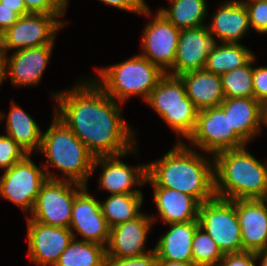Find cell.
<instances>
[{
  "label": "cell",
  "mask_w": 267,
  "mask_h": 266,
  "mask_svg": "<svg viewBox=\"0 0 267 266\" xmlns=\"http://www.w3.org/2000/svg\"><path fill=\"white\" fill-rule=\"evenodd\" d=\"M54 114L94 157L116 156L137 146L136 130L123 118L122 103L107 95L90 77L65 92L51 93Z\"/></svg>",
  "instance_id": "obj_1"
},
{
  "label": "cell",
  "mask_w": 267,
  "mask_h": 266,
  "mask_svg": "<svg viewBox=\"0 0 267 266\" xmlns=\"http://www.w3.org/2000/svg\"><path fill=\"white\" fill-rule=\"evenodd\" d=\"M189 147L177 139L173 149L147 164V176L157 186L188 194L202 204L216 197L214 158Z\"/></svg>",
  "instance_id": "obj_2"
},
{
  "label": "cell",
  "mask_w": 267,
  "mask_h": 266,
  "mask_svg": "<svg viewBox=\"0 0 267 266\" xmlns=\"http://www.w3.org/2000/svg\"><path fill=\"white\" fill-rule=\"evenodd\" d=\"M246 147L224 150L213 156L216 197L266 199L267 163L256 159Z\"/></svg>",
  "instance_id": "obj_3"
},
{
  "label": "cell",
  "mask_w": 267,
  "mask_h": 266,
  "mask_svg": "<svg viewBox=\"0 0 267 266\" xmlns=\"http://www.w3.org/2000/svg\"><path fill=\"white\" fill-rule=\"evenodd\" d=\"M52 124L42 133L41 146L38 153L44 154L47 162L42 166L47 178L66 180L87 186L92 172L94 156L75 134L58 118L52 114ZM55 167L62 176L58 177L49 172Z\"/></svg>",
  "instance_id": "obj_4"
},
{
  "label": "cell",
  "mask_w": 267,
  "mask_h": 266,
  "mask_svg": "<svg viewBox=\"0 0 267 266\" xmlns=\"http://www.w3.org/2000/svg\"><path fill=\"white\" fill-rule=\"evenodd\" d=\"M92 80L112 99L122 104L132 96L144 102L159 80L166 74L149 59L136 54L117 64L100 67Z\"/></svg>",
  "instance_id": "obj_5"
},
{
  "label": "cell",
  "mask_w": 267,
  "mask_h": 266,
  "mask_svg": "<svg viewBox=\"0 0 267 266\" xmlns=\"http://www.w3.org/2000/svg\"><path fill=\"white\" fill-rule=\"evenodd\" d=\"M178 136L186 140L194 132L198 110L187 97L179 76L165 74L145 101Z\"/></svg>",
  "instance_id": "obj_6"
},
{
  "label": "cell",
  "mask_w": 267,
  "mask_h": 266,
  "mask_svg": "<svg viewBox=\"0 0 267 266\" xmlns=\"http://www.w3.org/2000/svg\"><path fill=\"white\" fill-rule=\"evenodd\" d=\"M198 221L199 226L216 242L224 255L242 252L236 200L215 197L200 204Z\"/></svg>",
  "instance_id": "obj_7"
},
{
  "label": "cell",
  "mask_w": 267,
  "mask_h": 266,
  "mask_svg": "<svg viewBox=\"0 0 267 266\" xmlns=\"http://www.w3.org/2000/svg\"><path fill=\"white\" fill-rule=\"evenodd\" d=\"M85 187L71 181L48 178L41 186L31 216L26 219L47 226L69 228L75 197Z\"/></svg>",
  "instance_id": "obj_8"
},
{
  "label": "cell",
  "mask_w": 267,
  "mask_h": 266,
  "mask_svg": "<svg viewBox=\"0 0 267 266\" xmlns=\"http://www.w3.org/2000/svg\"><path fill=\"white\" fill-rule=\"evenodd\" d=\"M61 16L64 17L35 13L20 16L16 23L0 35V50L8 54L11 50L54 44L59 29L68 24L60 20Z\"/></svg>",
  "instance_id": "obj_9"
},
{
  "label": "cell",
  "mask_w": 267,
  "mask_h": 266,
  "mask_svg": "<svg viewBox=\"0 0 267 266\" xmlns=\"http://www.w3.org/2000/svg\"><path fill=\"white\" fill-rule=\"evenodd\" d=\"M187 141L192 145L214 156L224 150L238 149L247 143L230 128L228 114L220 106L198 111L194 132Z\"/></svg>",
  "instance_id": "obj_10"
},
{
  "label": "cell",
  "mask_w": 267,
  "mask_h": 266,
  "mask_svg": "<svg viewBox=\"0 0 267 266\" xmlns=\"http://www.w3.org/2000/svg\"><path fill=\"white\" fill-rule=\"evenodd\" d=\"M27 154L3 172L0 178V198L14 203L27 214L31 213L41 186L48 179L44 168H39Z\"/></svg>",
  "instance_id": "obj_11"
},
{
  "label": "cell",
  "mask_w": 267,
  "mask_h": 266,
  "mask_svg": "<svg viewBox=\"0 0 267 266\" xmlns=\"http://www.w3.org/2000/svg\"><path fill=\"white\" fill-rule=\"evenodd\" d=\"M149 7L140 15L151 16L142 32L141 56L158 65L165 73L173 66L181 29L174 26L160 12L154 16Z\"/></svg>",
  "instance_id": "obj_12"
},
{
  "label": "cell",
  "mask_w": 267,
  "mask_h": 266,
  "mask_svg": "<svg viewBox=\"0 0 267 266\" xmlns=\"http://www.w3.org/2000/svg\"><path fill=\"white\" fill-rule=\"evenodd\" d=\"M137 146L131 151L122 155L116 156H101L95 157L92 165V172L98 167H102V172L99 173L98 189H103L110 193L115 194H143L140 189L132 188L133 186L145 185L147 177V163L139 164L138 166H129L124 163L123 159L130 153H138Z\"/></svg>",
  "instance_id": "obj_13"
},
{
  "label": "cell",
  "mask_w": 267,
  "mask_h": 266,
  "mask_svg": "<svg viewBox=\"0 0 267 266\" xmlns=\"http://www.w3.org/2000/svg\"><path fill=\"white\" fill-rule=\"evenodd\" d=\"M86 186L74 200L72 216L69 225L73 237L81 235L85 242L107 246L110 236V227L102 214L100 200L88 191ZM77 232V233H76Z\"/></svg>",
  "instance_id": "obj_14"
},
{
  "label": "cell",
  "mask_w": 267,
  "mask_h": 266,
  "mask_svg": "<svg viewBox=\"0 0 267 266\" xmlns=\"http://www.w3.org/2000/svg\"><path fill=\"white\" fill-rule=\"evenodd\" d=\"M206 25L181 29L174 64L167 74L180 76L186 72L204 69L207 56L220 43Z\"/></svg>",
  "instance_id": "obj_15"
},
{
  "label": "cell",
  "mask_w": 267,
  "mask_h": 266,
  "mask_svg": "<svg viewBox=\"0 0 267 266\" xmlns=\"http://www.w3.org/2000/svg\"><path fill=\"white\" fill-rule=\"evenodd\" d=\"M28 257L39 266H54L74 239L69 228L47 226L27 219Z\"/></svg>",
  "instance_id": "obj_16"
},
{
  "label": "cell",
  "mask_w": 267,
  "mask_h": 266,
  "mask_svg": "<svg viewBox=\"0 0 267 266\" xmlns=\"http://www.w3.org/2000/svg\"><path fill=\"white\" fill-rule=\"evenodd\" d=\"M55 44L25 48L5 55V77L12 85L34 86L40 83Z\"/></svg>",
  "instance_id": "obj_17"
},
{
  "label": "cell",
  "mask_w": 267,
  "mask_h": 266,
  "mask_svg": "<svg viewBox=\"0 0 267 266\" xmlns=\"http://www.w3.org/2000/svg\"><path fill=\"white\" fill-rule=\"evenodd\" d=\"M153 225L150 215L142 213L132 221L110 228L106 257H138L153 251L154 249L145 250L147 236Z\"/></svg>",
  "instance_id": "obj_18"
},
{
  "label": "cell",
  "mask_w": 267,
  "mask_h": 266,
  "mask_svg": "<svg viewBox=\"0 0 267 266\" xmlns=\"http://www.w3.org/2000/svg\"><path fill=\"white\" fill-rule=\"evenodd\" d=\"M236 213L241 228L242 252H260L267 249L266 199L236 200Z\"/></svg>",
  "instance_id": "obj_19"
},
{
  "label": "cell",
  "mask_w": 267,
  "mask_h": 266,
  "mask_svg": "<svg viewBox=\"0 0 267 266\" xmlns=\"http://www.w3.org/2000/svg\"><path fill=\"white\" fill-rule=\"evenodd\" d=\"M153 186V198L159 216L150 215L154 222L161 218L164 223H186L198 221L200 203L192 196L177 191L157 186L148 176L145 183Z\"/></svg>",
  "instance_id": "obj_20"
},
{
  "label": "cell",
  "mask_w": 267,
  "mask_h": 266,
  "mask_svg": "<svg viewBox=\"0 0 267 266\" xmlns=\"http://www.w3.org/2000/svg\"><path fill=\"white\" fill-rule=\"evenodd\" d=\"M208 24L209 32L220 43H240L251 29L247 9L240 0L222 2Z\"/></svg>",
  "instance_id": "obj_21"
},
{
  "label": "cell",
  "mask_w": 267,
  "mask_h": 266,
  "mask_svg": "<svg viewBox=\"0 0 267 266\" xmlns=\"http://www.w3.org/2000/svg\"><path fill=\"white\" fill-rule=\"evenodd\" d=\"M179 77L184 82L187 97L198 111L219 106L225 100L221 76L201 69Z\"/></svg>",
  "instance_id": "obj_22"
},
{
  "label": "cell",
  "mask_w": 267,
  "mask_h": 266,
  "mask_svg": "<svg viewBox=\"0 0 267 266\" xmlns=\"http://www.w3.org/2000/svg\"><path fill=\"white\" fill-rule=\"evenodd\" d=\"M168 231L160 236L154 251L157 259L192 261V242L199 221L168 224Z\"/></svg>",
  "instance_id": "obj_23"
},
{
  "label": "cell",
  "mask_w": 267,
  "mask_h": 266,
  "mask_svg": "<svg viewBox=\"0 0 267 266\" xmlns=\"http://www.w3.org/2000/svg\"><path fill=\"white\" fill-rule=\"evenodd\" d=\"M219 106L228 114L230 128L247 144L262 132L259 101L254 97L225 98Z\"/></svg>",
  "instance_id": "obj_24"
},
{
  "label": "cell",
  "mask_w": 267,
  "mask_h": 266,
  "mask_svg": "<svg viewBox=\"0 0 267 266\" xmlns=\"http://www.w3.org/2000/svg\"><path fill=\"white\" fill-rule=\"evenodd\" d=\"M6 117L5 133L13 138L18 145L32 155L39 151L42 140V130L35 120L25 112L14 100Z\"/></svg>",
  "instance_id": "obj_25"
},
{
  "label": "cell",
  "mask_w": 267,
  "mask_h": 266,
  "mask_svg": "<svg viewBox=\"0 0 267 266\" xmlns=\"http://www.w3.org/2000/svg\"><path fill=\"white\" fill-rule=\"evenodd\" d=\"M170 8L158 9L168 21L179 29H189L204 26L208 16L206 0H167Z\"/></svg>",
  "instance_id": "obj_26"
},
{
  "label": "cell",
  "mask_w": 267,
  "mask_h": 266,
  "mask_svg": "<svg viewBox=\"0 0 267 266\" xmlns=\"http://www.w3.org/2000/svg\"><path fill=\"white\" fill-rule=\"evenodd\" d=\"M254 52L241 43H220L207 56L204 69L222 76L226 72L244 66Z\"/></svg>",
  "instance_id": "obj_27"
},
{
  "label": "cell",
  "mask_w": 267,
  "mask_h": 266,
  "mask_svg": "<svg viewBox=\"0 0 267 266\" xmlns=\"http://www.w3.org/2000/svg\"><path fill=\"white\" fill-rule=\"evenodd\" d=\"M143 200V194H115L100 201V207L109 227L112 228L139 217L143 213L140 209Z\"/></svg>",
  "instance_id": "obj_28"
},
{
  "label": "cell",
  "mask_w": 267,
  "mask_h": 266,
  "mask_svg": "<svg viewBox=\"0 0 267 266\" xmlns=\"http://www.w3.org/2000/svg\"><path fill=\"white\" fill-rule=\"evenodd\" d=\"M54 266H106V247L74 238Z\"/></svg>",
  "instance_id": "obj_29"
},
{
  "label": "cell",
  "mask_w": 267,
  "mask_h": 266,
  "mask_svg": "<svg viewBox=\"0 0 267 266\" xmlns=\"http://www.w3.org/2000/svg\"><path fill=\"white\" fill-rule=\"evenodd\" d=\"M255 60L256 56L254 55L244 66L221 76L225 98L254 97L252 65H255Z\"/></svg>",
  "instance_id": "obj_30"
},
{
  "label": "cell",
  "mask_w": 267,
  "mask_h": 266,
  "mask_svg": "<svg viewBox=\"0 0 267 266\" xmlns=\"http://www.w3.org/2000/svg\"><path fill=\"white\" fill-rule=\"evenodd\" d=\"M192 261L197 266H217L224 254L200 226L197 227L192 242Z\"/></svg>",
  "instance_id": "obj_31"
},
{
  "label": "cell",
  "mask_w": 267,
  "mask_h": 266,
  "mask_svg": "<svg viewBox=\"0 0 267 266\" xmlns=\"http://www.w3.org/2000/svg\"><path fill=\"white\" fill-rule=\"evenodd\" d=\"M27 153L8 135H0V169L7 170L21 161Z\"/></svg>",
  "instance_id": "obj_32"
},
{
  "label": "cell",
  "mask_w": 267,
  "mask_h": 266,
  "mask_svg": "<svg viewBox=\"0 0 267 266\" xmlns=\"http://www.w3.org/2000/svg\"><path fill=\"white\" fill-rule=\"evenodd\" d=\"M244 3L250 26L259 34H267V0H240Z\"/></svg>",
  "instance_id": "obj_33"
},
{
  "label": "cell",
  "mask_w": 267,
  "mask_h": 266,
  "mask_svg": "<svg viewBox=\"0 0 267 266\" xmlns=\"http://www.w3.org/2000/svg\"><path fill=\"white\" fill-rule=\"evenodd\" d=\"M29 13L64 15L69 0H23Z\"/></svg>",
  "instance_id": "obj_34"
},
{
  "label": "cell",
  "mask_w": 267,
  "mask_h": 266,
  "mask_svg": "<svg viewBox=\"0 0 267 266\" xmlns=\"http://www.w3.org/2000/svg\"><path fill=\"white\" fill-rule=\"evenodd\" d=\"M157 256L151 251L138 257H106V266H156Z\"/></svg>",
  "instance_id": "obj_35"
},
{
  "label": "cell",
  "mask_w": 267,
  "mask_h": 266,
  "mask_svg": "<svg viewBox=\"0 0 267 266\" xmlns=\"http://www.w3.org/2000/svg\"><path fill=\"white\" fill-rule=\"evenodd\" d=\"M256 253L254 252H240L225 254L217 266H258Z\"/></svg>",
  "instance_id": "obj_36"
},
{
  "label": "cell",
  "mask_w": 267,
  "mask_h": 266,
  "mask_svg": "<svg viewBox=\"0 0 267 266\" xmlns=\"http://www.w3.org/2000/svg\"><path fill=\"white\" fill-rule=\"evenodd\" d=\"M253 93L257 101L267 98V66L253 67Z\"/></svg>",
  "instance_id": "obj_37"
},
{
  "label": "cell",
  "mask_w": 267,
  "mask_h": 266,
  "mask_svg": "<svg viewBox=\"0 0 267 266\" xmlns=\"http://www.w3.org/2000/svg\"><path fill=\"white\" fill-rule=\"evenodd\" d=\"M106 5L113 6L123 11L141 14L145 7H149L145 0H98Z\"/></svg>",
  "instance_id": "obj_38"
},
{
  "label": "cell",
  "mask_w": 267,
  "mask_h": 266,
  "mask_svg": "<svg viewBox=\"0 0 267 266\" xmlns=\"http://www.w3.org/2000/svg\"><path fill=\"white\" fill-rule=\"evenodd\" d=\"M19 17L12 8L0 3V35L16 23Z\"/></svg>",
  "instance_id": "obj_39"
},
{
  "label": "cell",
  "mask_w": 267,
  "mask_h": 266,
  "mask_svg": "<svg viewBox=\"0 0 267 266\" xmlns=\"http://www.w3.org/2000/svg\"><path fill=\"white\" fill-rule=\"evenodd\" d=\"M0 3L12 8L19 16H25L30 14L24 4L23 0H0Z\"/></svg>",
  "instance_id": "obj_40"
},
{
  "label": "cell",
  "mask_w": 267,
  "mask_h": 266,
  "mask_svg": "<svg viewBox=\"0 0 267 266\" xmlns=\"http://www.w3.org/2000/svg\"><path fill=\"white\" fill-rule=\"evenodd\" d=\"M156 266H197L193 261H168L157 259Z\"/></svg>",
  "instance_id": "obj_41"
},
{
  "label": "cell",
  "mask_w": 267,
  "mask_h": 266,
  "mask_svg": "<svg viewBox=\"0 0 267 266\" xmlns=\"http://www.w3.org/2000/svg\"><path fill=\"white\" fill-rule=\"evenodd\" d=\"M260 124L267 127V98L259 102Z\"/></svg>",
  "instance_id": "obj_42"
},
{
  "label": "cell",
  "mask_w": 267,
  "mask_h": 266,
  "mask_svg": "<svg viewBox=\"0 0 267 266\" xmlns=\"http://www.w3.org/2000/svg\"><path fill=\"white\" fill-rule=\"evenodd\" d=\"M5 79V55L0 50V86L2 85Z\"/></svg>",
  "instance_id": "obj_43"
},
{
  "label": "cell",
  "mask_w": 267,
  "mask_h": 266,
  "mask_svg": "<svg viewBox=\"0 0 267 266\" xmlns=\"http://www.w3.org/2000/svg\"><path fill=\"white\" fill-rule=\"evenodd\" d=\"M257 261H260L259 266H267V249L256 253Z\"/></svg>",
  "instance_id": "obj_44"
},
{
  "label": "cell",
  "mask_w": 267,
  "mask_h": 266,
  "mask_svg": "<svg viewBox=\"0 0 267 266\" xmlns=\"http://www.w3.org/2000/svg\"><path fill=\"white\" fill-rule=\"evenodd\" d=\"M5 113L0 111V122L2 121L3 117L5 118L6 116L4 115Z\"/></svg>",
  "instance_id": "obj_45"
}]
</instances>
